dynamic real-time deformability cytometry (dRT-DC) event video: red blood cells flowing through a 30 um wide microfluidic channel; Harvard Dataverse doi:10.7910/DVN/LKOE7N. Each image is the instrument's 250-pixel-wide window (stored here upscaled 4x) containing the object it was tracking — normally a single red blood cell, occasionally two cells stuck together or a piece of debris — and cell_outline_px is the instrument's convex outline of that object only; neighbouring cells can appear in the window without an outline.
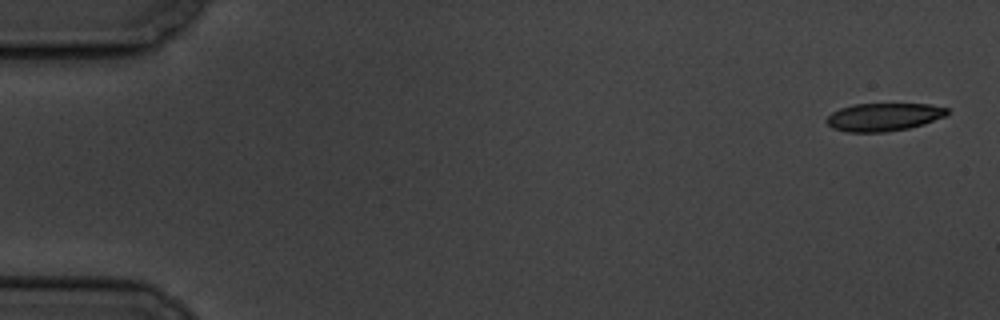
{"species": "common noctule bat (a hibernating species)", "species_latin": "Nyctalus noctula", "temperature_condition": "cold", "stored_images_in_passage": 5, "camera_frame_rate_fps": 3000, "um_per_image_px": 0.085, "animal": {"sex": "male", "body_mass_g": 19.5, "forearm_length_mm": 54.6}, "frame": {"image": 1, "passage_image": 1, "time_ms": 0.0, "image_size_px": [1000, 320], "cell_outline_px": [[948, 112], [944, 116], [924, 124], [908, 128], [884, 132], [844, 132], [832, 128], [824, 120], [832, 112], [840, 108], [852, 104], [928, 104], [948, 108]], "centroid_in_image_um": [75.06, 9.94], "position_along_channel_um": 9.9, "area_um2": 19.65}}
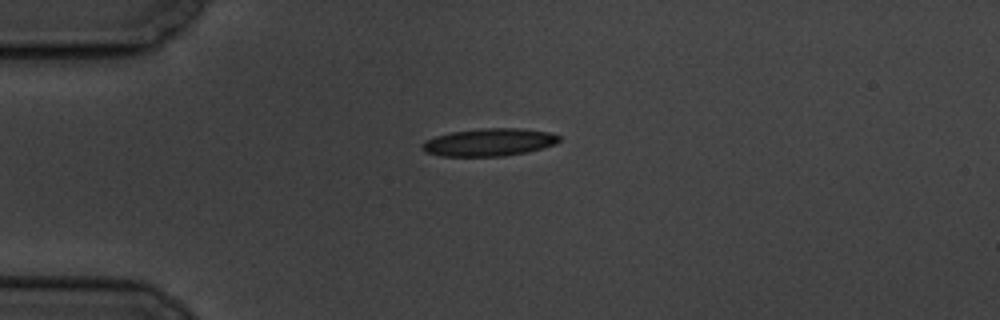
{"frame": {"image": 2, "passage_image": 5, "time_ms": 4.333, "image_size_px": [1000, 320], "cell_outline_px": [[560, 140], [556, 144], [544, 148], [528, 152], [504, 156], [440, 156], [424, 152], [420, 148], [420, 144], [424, 140], [436, 136], [452, 132], [484, 128], [520, 128], [548, 132], [560, 136]], "centroid_in_image_um": [41.55, 12.1], "position_along_channel_um": 43.4, "area_um2": 22.25}}